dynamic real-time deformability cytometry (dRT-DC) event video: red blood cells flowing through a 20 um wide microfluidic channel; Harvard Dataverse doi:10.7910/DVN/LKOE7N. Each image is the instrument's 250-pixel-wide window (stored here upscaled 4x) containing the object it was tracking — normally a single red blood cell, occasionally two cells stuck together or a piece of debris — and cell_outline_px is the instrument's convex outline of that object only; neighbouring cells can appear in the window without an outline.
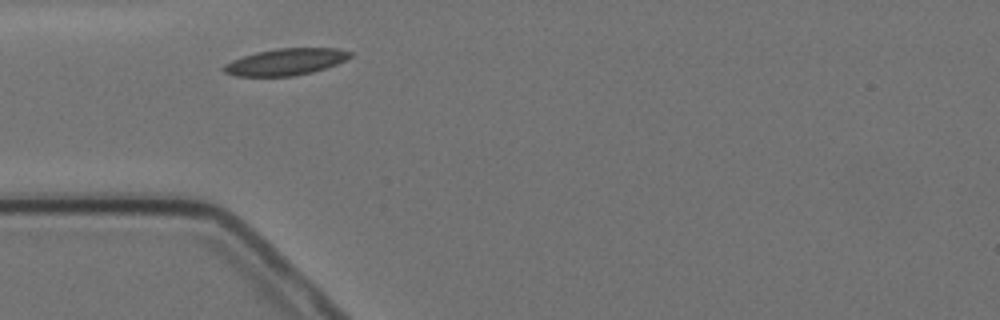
{"species": "Egyptian fruit bat (a non-hibernating species)", "species_latin": "Rousettus aegyptiacus", "temperature_condition": "cold", "stored_images_in_passage": 2, "camera_frame_rate_fps": 3000, "um_per_image_px": 0.085, "animal": {"sex": "female"}, "frame": {"image": 1, "passage_image": 1, "time_ms": 0.0, "image_size_px": [1000, 320], "cell_outline_px": [[352, 56], [348, 60], [312, 72], [296, 76], [236, 76], [224, 72], [220, 68], [224, 64], [232, 60], [256, 52], [276, 48], [336, 48], [352, 52]], "centroid_in_image_um": [24.28, 5.26], "position_along_channel_um": 60.7, "area_um2": 19.77}}
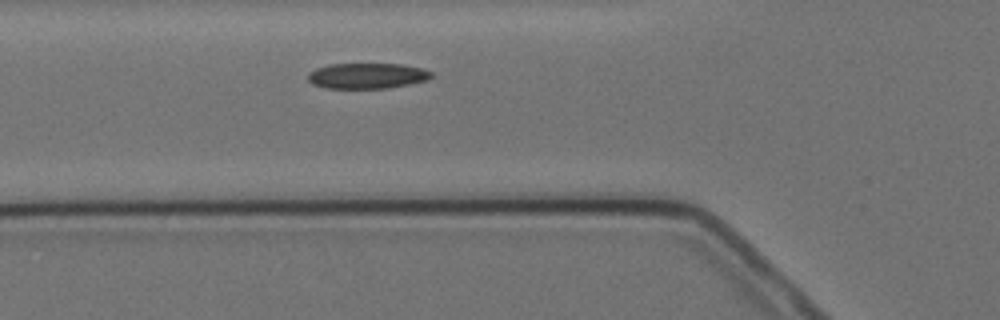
{"frame": {"image": 2, "passage_image": 2, "time_ms": 1.0, "image_size_px": [1000, 320], "cell_outline_px": [[436, 76], [428, 80], [388, 88], [328, 88], [312, 84], [308, 80], [308, 72], [316, 68], [328, 64], [400, 64], [420, 68], [432, 72]], "centroid_in_image_um": [31.21, 6.44], "position_along_channel_um": 94.6, "area_um2": 18.44}}